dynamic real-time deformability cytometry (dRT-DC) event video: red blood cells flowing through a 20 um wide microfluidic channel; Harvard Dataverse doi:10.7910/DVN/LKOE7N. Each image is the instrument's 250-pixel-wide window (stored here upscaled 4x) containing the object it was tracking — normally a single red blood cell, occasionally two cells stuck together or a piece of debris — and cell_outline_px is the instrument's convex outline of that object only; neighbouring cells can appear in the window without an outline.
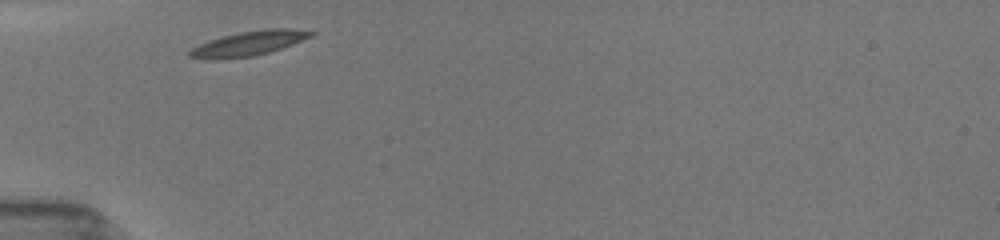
{"species": "common noctule bat (a hibernating species)", "species_latin": "Nyctalus noctula", "temperature_condition": "room temperature", "stored_images_in_passage": 28, "camera_frame_rate_fps": 3000, "um_per_image_px": 0.085, "animal": {"sex": "female", "body_mass_g": 19.5, "forearm_length_mm": 54.1}, "frame": {"image": 1, "passage_image": 1, "time_ms": 0.0, "image_size_px": [1000, 240], "cell_outline_px": [[316, 32], [312, 36], [292, 44], [268, 52], [252, 56], [224, 60], [204, 60], [188, 56], [188, 52], [192, 48], [200, 44], [220, 36], [240, 32], [268, 28], [292, 28]], "centroid_in_image_um": [21.09, 3.7], "position_along_channel_um": 63.9, "area_um2": 17.51}}
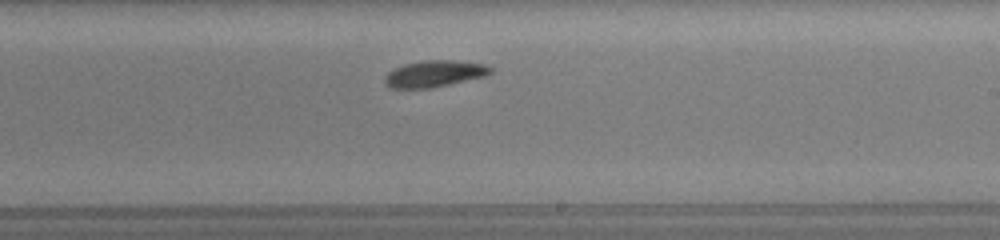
{"frame": {"image": 2, "passage_image": 16, "time_ms": 5.0, "image_size_px": [1000, 240], "cell_outline_px": [[492, 72], [484, 76], [432, 88], [392, 88], [384, 84], [384, 80], [388, 72], [404, 64], [424, 60], [456, 60], [484, 64], [492, 68]], "centroid_in_image_um": [36.92, 6.26], "position_along_channel_um": 252.1, "area_um2": 16.24}}
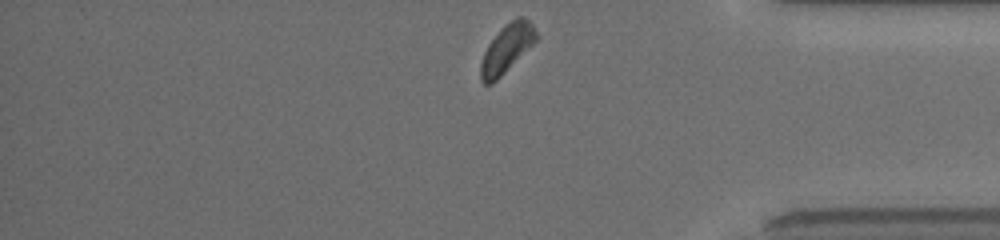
{"frame": {"image": 3, "passage_image": 28, "time_ms": 9.0, "image_size_px": [1000, 240], "cell_outline_px": [[540, 36], [492, 84], [484, 84], [480, 80], [480, 64], [484, 52], [488, 44], [500, 28], [504, 24], [516, 16], [524, 16], [532, 24]], "centroid_in_image_um": [43.06, 4.08], "position_along_channel_um": 392.1, "area_um2": 15.55}, "authors_computed_cell_mechanics": {"area_um2": 16.3863, "velocity_mm_per_s": 3.8778, "shape_relaxation_time_tau1_ms": 1.9547, "shape_relaxation_time_tau2_ms": 6.3656, "deformation_change_tau1": 0.1111, "deformation_change_tau2": 0.1262}}